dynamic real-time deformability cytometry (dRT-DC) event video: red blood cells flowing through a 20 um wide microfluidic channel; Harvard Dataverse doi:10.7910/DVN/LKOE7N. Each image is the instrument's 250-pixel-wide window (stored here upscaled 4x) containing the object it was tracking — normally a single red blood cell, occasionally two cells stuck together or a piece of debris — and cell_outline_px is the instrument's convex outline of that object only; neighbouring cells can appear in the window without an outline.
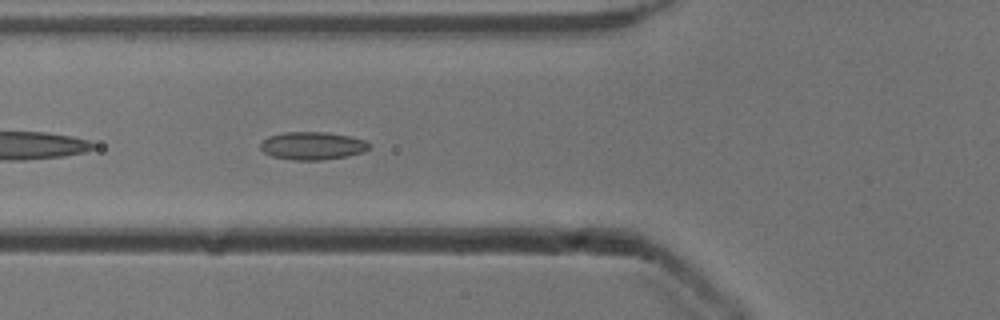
{"species": "common noctule bat (a hibernating species)", "species_latin": "Nyctalus noctula", "temperature_condition": "cold", "stored_images_in_passage": 38, "camera_frame_rate_fps": 3000, "um_per_image_px": 0.085, "animal": {"sex": "male", "body_mass_g": 13.3}, "frame": {"image": 1, "passage_image": 5, "time_ms": 1.333, "image_size_px": [1000, 320], "cell_outline_px": [[372, 144], [364, 152], [348, 156], [320, 160], [292, 160], [272, 156], [264, 152], [260, 148], [260, 144], [268, 136], [284, 132], [328, 132], [348, 136], [364, 140]], "centroid_in_image_um": [26.56, 12.39], "position_along_channel_um": 99.2, "area_um2": 17.69}}
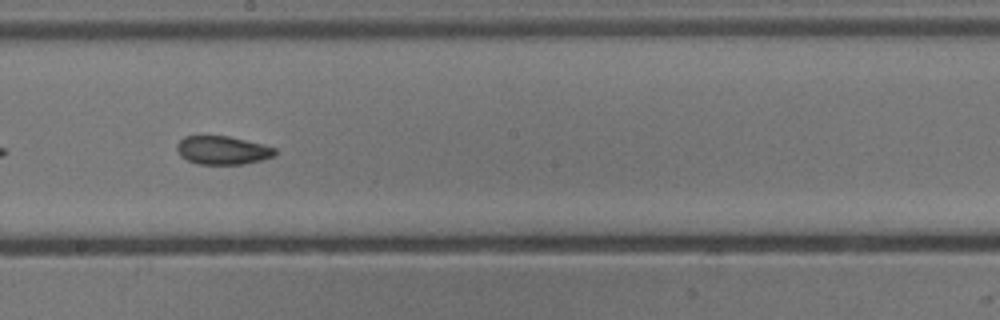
{"frame": {"image": 2, "passage_image": 15, "time_ms": 4.667, "image_size_px": [1000, 320], "cell_outline_px": [[276, 156], [244, 164], [200, 164], [188, 160], [180, 156], [176, 148], [176, 144], [184, 136], [228, 136], [276, 148]], "centroid_in_image_um": [18.9, 12.77], "position_along_channel_um": 229.3, "area_um2": 16.13}}
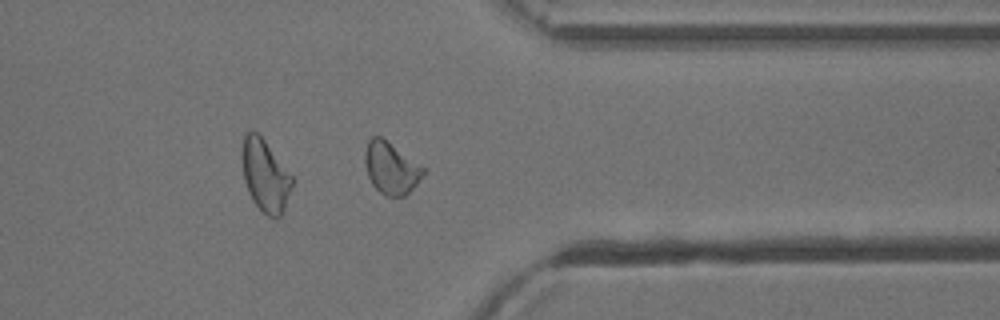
{"frame": {"image": 3, "passage_image": 27, "time_ms": 8.667, "image_size_px": [1000, 320], "cell_outline_px": [[424, 172], [416, 184], [404, 196], [388, 196], [380, 192], [372, 184], [368, 176], [364, 160], [364, 152], [368, 140], [372, 136], [380, 136], [424, 168]], "centroid_in_image_um": [33.19, 14.28], "position_along_channel_um": 378.2, "area_um2": 17.17}, "authors_computed_cell_mechanics": {"area_um2": 17.1955, "velocity_mm_per_s": 3.8881, "shape_relaxation_time_tau1_ms": null, "shape_relaxation_time_tau2_ms": 2.3146, "deformation_change_tau1": null, "deformation_change_tau2": 0.0851}}